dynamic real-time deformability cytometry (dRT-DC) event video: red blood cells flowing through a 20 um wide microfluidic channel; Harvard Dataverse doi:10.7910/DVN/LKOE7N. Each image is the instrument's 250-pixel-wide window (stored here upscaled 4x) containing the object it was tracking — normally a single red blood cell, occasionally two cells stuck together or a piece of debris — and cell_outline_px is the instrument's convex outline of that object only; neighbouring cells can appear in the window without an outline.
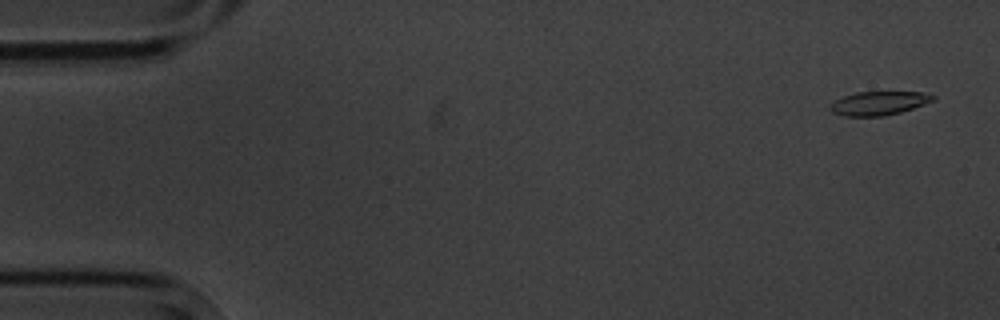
{"species": "common noctule bat (a hibernating species)", "species_latin": "Nyctalus noctula", "temperature_condition": "cold", "stored_images_in_passage": 4, "camera_frame_rate_fps": 3000, "um_per_image_px": 0.085, "animal": {"sex": "male", "body_mass_g": 20.1, "forearm_length_mm": 53.5}, "frame": {"image": 1, "passage_image": 1, "time_ms": 0.0, "image_size_px": [1000, 320], "cell_outline_px": [[936, 100], [900, 112], [884, 116], [844, 116], [832, 112], [828, 108], [836, 100], [844, 96], [856, 92], [924, 92], [936, 96]], "centroid_in_image_um": [74.72, 8.77], "position_along_channel_um": 10.3, "area_um2": 14.16}}
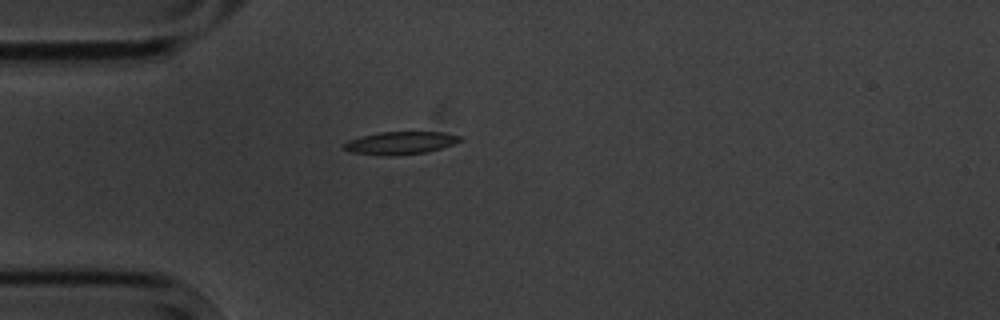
{"frame": {"image": 2, "passage_image": 4, "time_ms": 4.333, "image_size_px": [1000, 320], "cell_outline_px": [[460, 140], [452, 144], [428, 152], [392, 156], [388, 156], [348, 152], [340, 148], [340, 144], [348, 140], [360, 136], [380, 132], [444, 132], [460, 136]], "centroid_in_image_um": [33.91, 12.16], "position_along_channel_um": 51.1, "area_um2": 15.55}}